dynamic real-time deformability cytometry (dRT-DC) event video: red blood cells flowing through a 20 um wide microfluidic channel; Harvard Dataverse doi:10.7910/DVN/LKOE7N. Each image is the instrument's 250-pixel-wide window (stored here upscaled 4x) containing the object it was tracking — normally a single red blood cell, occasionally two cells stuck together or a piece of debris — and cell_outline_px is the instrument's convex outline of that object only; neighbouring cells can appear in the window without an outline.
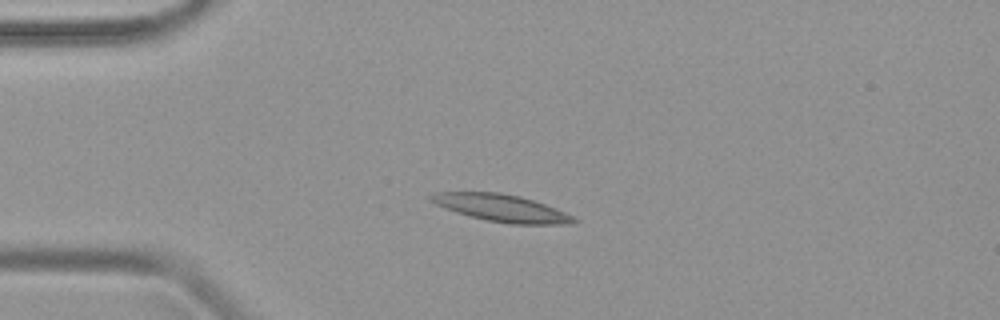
{"species": "common noctule bat (a hibernating species)", "species_latin": "Nyctalus noctula", "temperature_condition": "warm", "stored_images_in_passage": 48, "camera_frame_rate_fps": 3000, "um_per_image_px": 0.085, "animal": {"sex": "female", "body_mass_g": 19.9}, "frame": {"image": 1, "passage_image": 12, "time_ms": 3.667, "image_size_px": [1000, 320], "cell_outline_px": [[580, 220], [568, 224], [508, 224], [488, 220], [456, 212], [444, 208], [428, 200], [428, 196], [432, 192], [500, 192], [520, 196], [556, 208]], "centroid_in_image_um": [42.59, 17.67], "position_along_channel_um": 42.4, "area_um2": 22.54}}
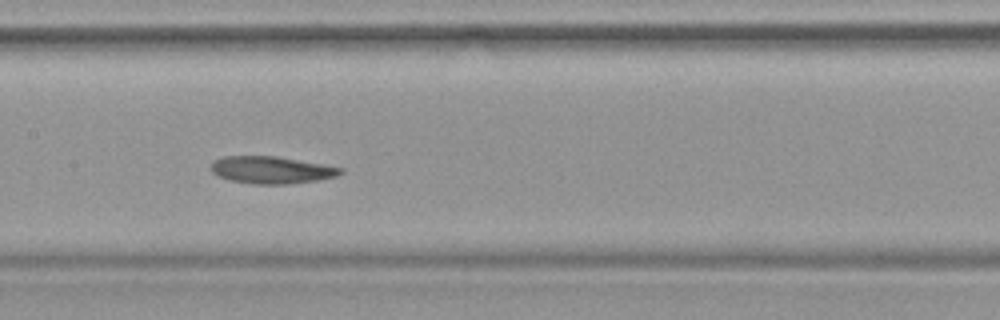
{"frame": {"image": 2, "passage_image": 24, "time_ms": 7.667, "image_size_px": [1000, 320], "cell_outline_px": [[344, 172], [336, 176], [316, 180], [288, 184], [256, 184], [228, 180], [216, 176], [208, 168], [212, 160], [224, 156], [276, 156], [324, 164], [344, 168]], "centroid_in_image_um": [23.02, 14.44], "position_along_channel_um": 184.4, "area_um2": 20.81}}
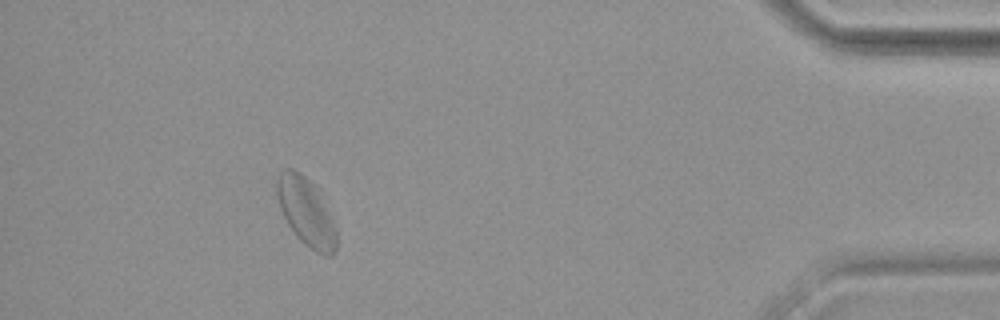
{"frame": {"image": 3, "passage_image": 44, "time_ms": 14.333, "image_size_px": [1000, 320], "cell_outline_px": [[336, 252], [332, 256], [328, 256], [316, 252], [304, 244], [296, 236], [288, 224], [280, 208], [276, 196], [276, 176], [284, 168], [292, 168], [300, 172], [316, 188], [336, 228]], "centroid_in_image_um": [25.99, 18.01], "position_along_channel_um": 409.2, "area_um2": 23.41}}